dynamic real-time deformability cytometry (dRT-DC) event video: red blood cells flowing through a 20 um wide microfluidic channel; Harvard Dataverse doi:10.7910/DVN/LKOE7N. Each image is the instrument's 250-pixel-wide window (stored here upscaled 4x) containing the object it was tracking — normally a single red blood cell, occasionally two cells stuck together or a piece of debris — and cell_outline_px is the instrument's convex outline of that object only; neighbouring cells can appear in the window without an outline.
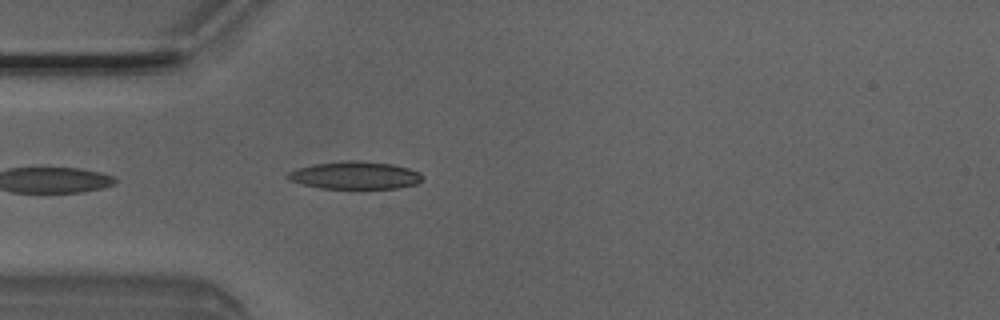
{"species": "Egyptian fruit bat (a non-hibernating species)", "species_latin": "Rousettus aegyptiacus", "temperature_condition": "room temperature", "stored_images_in_passage": 4, "camera_frame_rate_fps": 3000, "um_per_image_px": 0.085, "animal": {"sex": "male"}, "frame": {"image": 1, "passage_image": 4, "time_ms": 1.0, "image_size_px": [1000, 320], "cell_outline_px": [[424, 180], [416, 184], [396, 188], [320, 188], [300, 184], [288, 180], [284, 176], [288, 172], [312, 164], [348, 160], [356, 160], [392, 164], [408, 168], [420, 172], [424, 176]], "centroid_in_image_um": [30.17, 14.9], "position_along_channel_um": 54.8, "area_um2": 21.79}}